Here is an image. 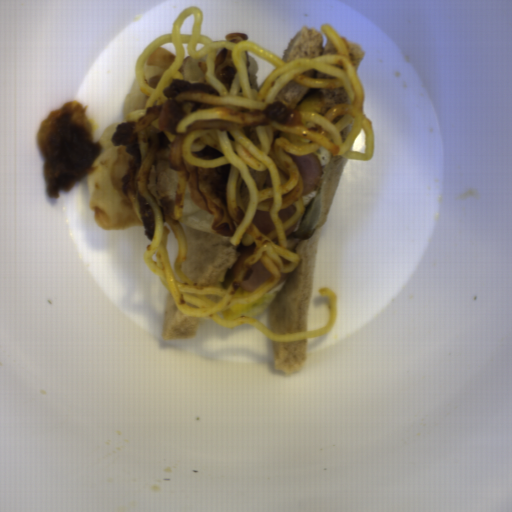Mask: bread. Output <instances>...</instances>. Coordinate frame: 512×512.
<instances>
[{
	"mask_svg": "<svg viewBox=\"0 0 512 512\" xmlns=\"http://www.w3.org/2000/svg\"><path fill=\"white\" fill-rule=\"evenodd\" d=\"M320 161L321 178L316 191L301 197L304 212L286 232L288 249L301 258L282 284L271 308L272 333L307 332L320 237L330 205L349 158L330 155L323 147L314 152Z\"/></svg>",
	"mask_w": 512,
	"mask_h": 512,
	"instance_id": "1",
	"label": "bread"
},
{
	"mask_svg": "<svg viewBox=\"0 0 512 512\" xmlns=\"http://www.w3.org/2000/svg\"><path fill=\"white\" fill-rule=\"evenodd\" d=\"M307 338L295 341H274V368L284 373L298 370L306 359Z\"/></svg>",
	"mask_w": 512,
	"mask_h": 512,
	"instance_id": "6",
	"label": "bread"
},
{
	"mask_svg": "<svg viewBox=\"0 0 512 512\" xmlns=\"http://www.w3.org/2000/svg\"><path fill=\"white\" fill-rule=\"evenodd\" d=\"M181 227L187 242L181 267L183 275L199 288L220 286L232 271L239 257L238 252L214 235L184 224Z\"/></svg>",
	"mask_w": 512,
	"mask_h": 512,
	"instance_id": "2",
	"label": "bread"
},
{
	"mask_svg": "<svg viewBox=\"0 0 512 512\" xmlns=\"http://www.w3.org/2000/svg\"><path fill=\"white\" fill-rule=\"evenodd\" d=\"M326 54H338L333 43L317 27L305 26L298 30L287 43L281 59L286 64L298 59H314Z\"/></svg>",
	"mask_w": 512,
	"mask_h": 512,
	"instance_id": "3",
	"label": "bread"
},
{
	"mask_svg": "<svg viewBox=\"0 0 512 512\" xmlns=\"http://www.w3.org/2000/svg\"><path fill=\"white\" fill-rule=\"evenodd\" d=\"M311 95L318 96L321 104L320 113L324 115L331 106L351 102L344 85L336 88L305 87L292 79L279 90L275 97L295 106Z\"/></svg>",
	"mask_w": 512,
	"mask_h": 512,
	"instance_id": "5",
	"label": "bread"
},
{
	"mask_svg": "<svg viewBox=\"0 0 512 512\" xmlns=\"http://www.w3.org/2000/svg\"><path fill=\"white\" fill-rule=\"evenodd\" d=\"M202 317L184 314L175 303L169 289L164 296L160 338L164 341H182L194 338Z\"/></svg>",
	"mask_w": 512,
	"mask_h": 512,
	"instance_id": "4",
	"label": "bread"
},
{
	"mask_svg": "<svg viewBox=\"0 0 512 512\" xmlns=\"http://www.w3.org/2000/svg\"><path fill=\"white\" fill-rule=\"evenodd\" d=\"M340 37L347 47L349 58L354 66V69H355L357 75H358L362 61H363L365 51L363 50V48L360 46L359 43L351 41L342 36H340Z\"/></svg>",
	"mask_w": 512,
	"mask_h": 512,
	"instance_id": "7",
	"label": "bread"
}]
</instances>
